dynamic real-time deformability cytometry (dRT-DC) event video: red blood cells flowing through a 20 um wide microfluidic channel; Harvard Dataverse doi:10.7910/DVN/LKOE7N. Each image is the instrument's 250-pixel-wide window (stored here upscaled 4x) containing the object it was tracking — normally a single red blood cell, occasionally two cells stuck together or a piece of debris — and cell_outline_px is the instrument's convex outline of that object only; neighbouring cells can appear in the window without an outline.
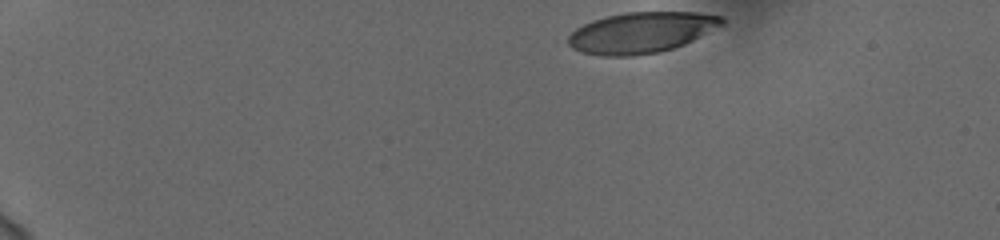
{"species": "human", "species_latin": "Homo sapiens", "temperature_condition": "cold", "stored_images_in_passage": 19, "camera_frame_rate_fps": 3000, "um_per_image_px": 0.085, "donor": {"sex": "female"}, "frame": {"image": 1, "passage_image": 1, "time_ms": 0.0, "image_size_px": [1000, 240], "cell_outline_px": [[724, 24], [684, 44], [660, 52], [632, 56], [600, 56], [580, 52], [572, 48], [568, 44], [568, 36], [576, 28], [592, 20], [624, 12], [696, 12], [724, 16]], "centroid_in_image_um": [54.49, 2.77], "position_along_channel_um": 30.5, "area_um2": 36.65}}
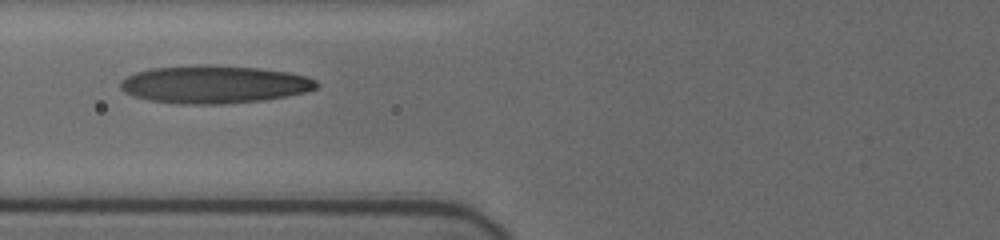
{"frame": {"image": 2, "passage_image": 16, "time_ms": 5.0, "image_size_px": [1000, 240], "cell_outline_px": [[320, 84], [316, 88], [304, 92], [264, 100], [224, 104], [176, 104], [148, 100], [132, 96], [124, 92], [120, 88], [120, 80], [136, 72], [152, 68], [192, 64], [212, 64], [260, 68], [288, 72], [308, 76], [316, 80]], "centroid_in_image_um": [18.18, 7.16], "position_along_channel_um": 107.6, "area_um2": 43.75}}
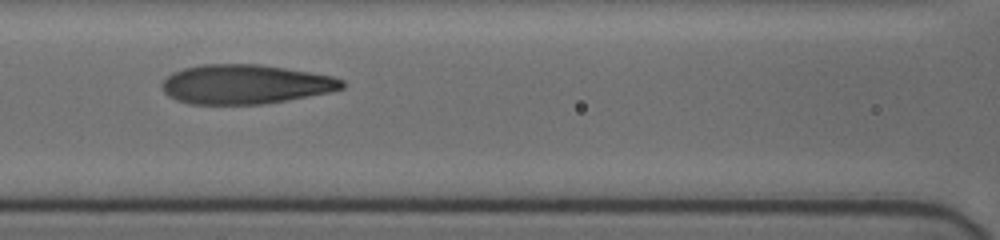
{"frame": {"image": 3, "passage_image": 19, "time_ms": 6.0, "image_size_px": [1000, 240], "cell_outline_px": [[348, 84], [344, 88], [328, 92], [288, 100], [264, 104], [188, 104], [176, 100], [168, 96], [164, 92], [160, 84], [172, 72], [184, 68], [200, 64], [260, 64], [332, 76], [344, 80]], "centroid_in_image_um": [20.83, 7.16], "position_along_channel_um": 145.8, "area_um2": 41.44}}